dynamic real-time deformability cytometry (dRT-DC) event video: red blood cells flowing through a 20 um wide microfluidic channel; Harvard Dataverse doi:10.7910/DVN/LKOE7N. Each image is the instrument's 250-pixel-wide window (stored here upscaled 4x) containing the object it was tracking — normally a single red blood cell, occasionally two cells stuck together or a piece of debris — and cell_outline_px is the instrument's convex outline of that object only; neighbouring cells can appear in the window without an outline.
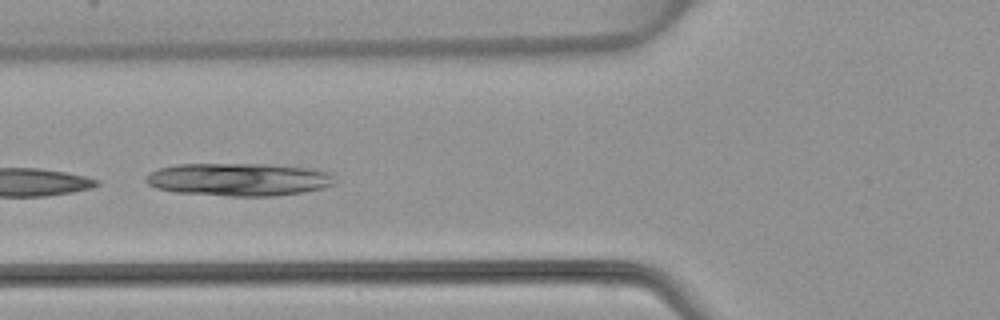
{"species": "common noctule bat (a hibernating species)", "species_latin": "Nyctalus noctula", "temperature_condition": "warm", "stored_images_in_passage": 5, "camera_frame_rate_fps": 3000, "um_per_image_px": 0.085, "animal": {"sex": "female", "body_mass_g": 22.7, "forearm_length_mm": 54.2}, "frame": {"image": 1, "passage_image": 4, "time_ms": 4.333, "image_size_px": [1000, 320], "cell_outline_px": [[336, 184], [304, 192], [272, 196], [228, 196], [176, 192], [156, 188], [148, 184], [144, 180], [148, 172], [160, 168], [176, 164], [272, 164], [316, 168], [332, 172], [336, 180]], "centroid_in_image_um": [20.34, 15.24], "position_along_channel_um": 105.5, "area_um2": 36.7}}
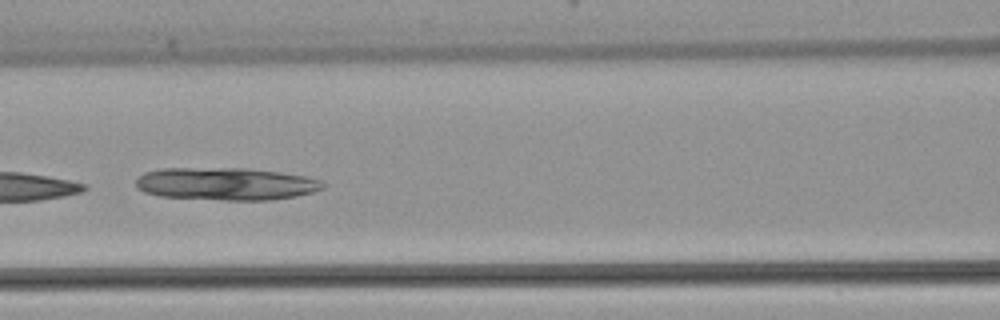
{"frame": {"image": 2, "passage_image": 5, "time_ms": 5.333, "image_size_px": [1000, 320], "cell_outline_px": [[324, 188], [312, 192], [296, 196], [272, 200], [224, 200], [160, 196], [144, 192], [136, 188], [136, 180], [144, 172], [160, 168], [248, 168], [280, 172], [304, 176], [320, 180], [324, 184]], "centroid_in_image_um": [19.18, 15.62], "position_along_channel_um": 147.4, "area_um2": 35.6}}